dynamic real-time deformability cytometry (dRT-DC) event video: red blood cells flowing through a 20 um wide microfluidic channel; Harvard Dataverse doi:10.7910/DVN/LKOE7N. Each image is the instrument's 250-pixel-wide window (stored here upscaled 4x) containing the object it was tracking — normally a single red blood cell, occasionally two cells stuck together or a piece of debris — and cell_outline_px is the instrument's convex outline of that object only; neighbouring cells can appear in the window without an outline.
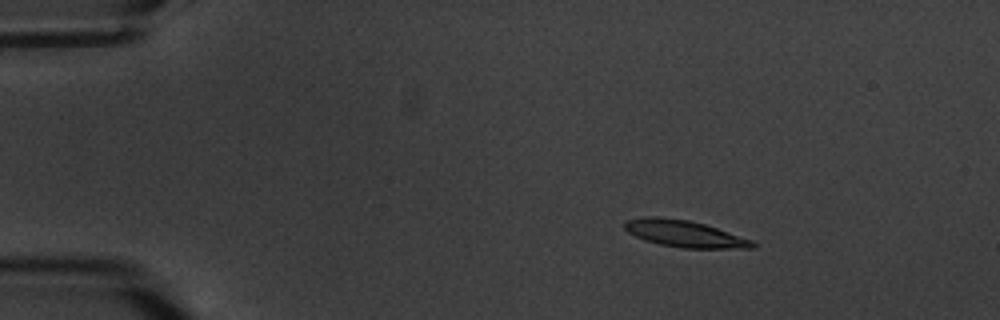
{"species": "common noctule bat (a hibernating species)", "species_latin": "Nyctalus noctula", "temperature_condition": "warm", "stored_images_in_passage": 7, "camera_frame_rate_fps": 3000, "um_per_image_px": 0.085, "animal": {"sex": "male", "body_mass_g": 20.1, "forearm_length_mm": 53.5}, "frame": {"image": 1, "passage_image": 3, "time_ms": 2.333, "image_size_px": [1000, 320], "cell_outline_px": [[756, 248], [684, 248], [660, 244], [644, 240], [628, 232], [624, 228], [624, 220], [644, 216], [656, 216], [688, 220], [704, 224], [752, 240], [756, 244]], "centroid_in_image_um": [58.14, 19.86], "position_along_channel_um": 26.9, "area_um2": 19.83}}
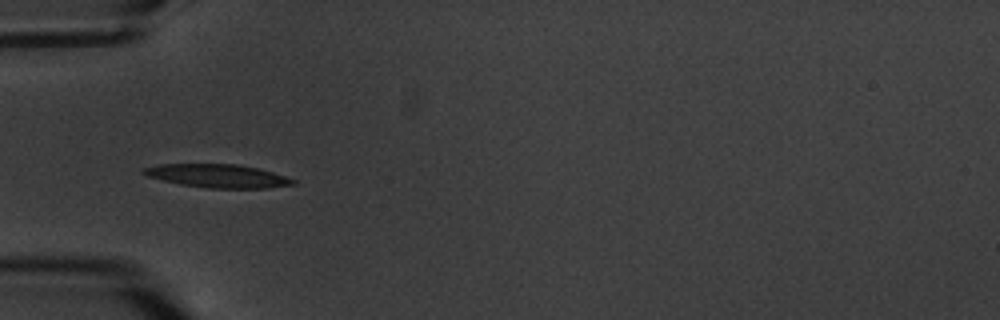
{"frame": {"image": 2, "passage_image": 6, "time_ms": 5.667, "image_size_px": [1000, 320], "cell_outline_px": [[296, 184], [268, 188], [208, 188], [180, 184], [148, 176], [140, 172], [144, 168], [160, 164], [236, 164], [256, 168], [272, 172], [296, 180]], "centroid_in_image_um": [18.51, 14.95], "position_along_channel_um": 66.5, "area_um2": 20.11}}